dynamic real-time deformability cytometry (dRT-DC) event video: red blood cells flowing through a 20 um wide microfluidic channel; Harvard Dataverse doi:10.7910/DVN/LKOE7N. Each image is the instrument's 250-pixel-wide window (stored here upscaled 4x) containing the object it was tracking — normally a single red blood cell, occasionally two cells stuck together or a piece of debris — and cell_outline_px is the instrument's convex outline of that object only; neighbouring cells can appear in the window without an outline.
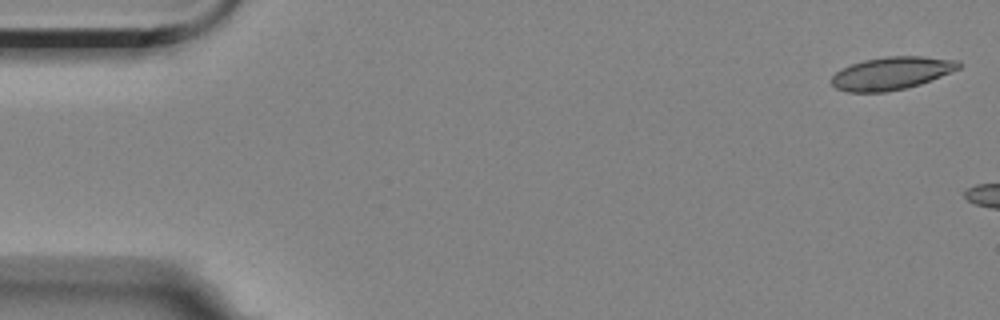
{"species": "Egyptian fruit bat (a non-hibernating species)", "species_latin": "Rousettus aegyptiacus", "temperature_condition": "room temperature", "stored_images_in_passage": 2, "camera_frame_rate_fps": 3000, "um_per_image_px": 0.085, "animal": {"sex": "female"}, "frame": {"image": 1, "passage_image": 1, "time_ms": 0.0, "image_size_px": [1000, 320], "cell_outline_px": [[960, 68], [920, 84], [904, 88], [884, 92], [848, 92], [836, 88], [832, 84], [832, 76], [836, 72], [852, 64], [864, 60], [884, 56], [924, 56], [960, 60]], "centroid_in_image_um": [75.79, 6.21], "position_along_channel_um": 9.2, "area_um2": 24.1}}